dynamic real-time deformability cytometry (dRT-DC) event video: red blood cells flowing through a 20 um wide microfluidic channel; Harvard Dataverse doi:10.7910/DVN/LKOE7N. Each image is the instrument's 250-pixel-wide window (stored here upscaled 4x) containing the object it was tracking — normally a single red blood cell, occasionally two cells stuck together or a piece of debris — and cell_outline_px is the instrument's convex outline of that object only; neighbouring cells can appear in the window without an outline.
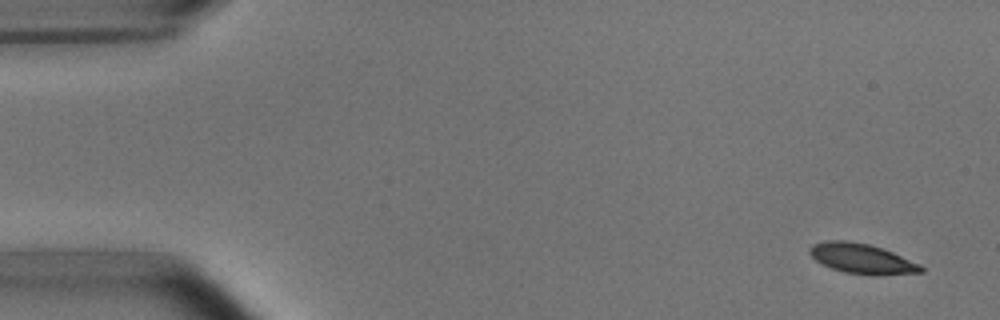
{"species": "common noctule bat (a hibernating species)", "species_latin": "Nyctalus noctula", "temperature_condition": "room temperature", "stored_images_in_passage": 8, "camera_frame_rate_fps": 3000, "um_per_image_px": 0.085, "animal": {"sex": "male", "body_mass_g": 15.6}, "frame": {"image": 1, "passage_image": 1, "time_ms": 0.0, "image_size_px": [1000, 320], "cell_outline_px": [[924, 272], [880, 276], [868, 276], [844, 272], [832, 268], [816, 260], [808, 252], [808, 248], [812, 244], [824, 240], [848, 240], [868, 244], [884, 248], [920, 264], [924, 268]], "centroid_in_image_um": [73.28, 21.99], "position_along_channel_um": 11.7, "area_um2": 19.88}}
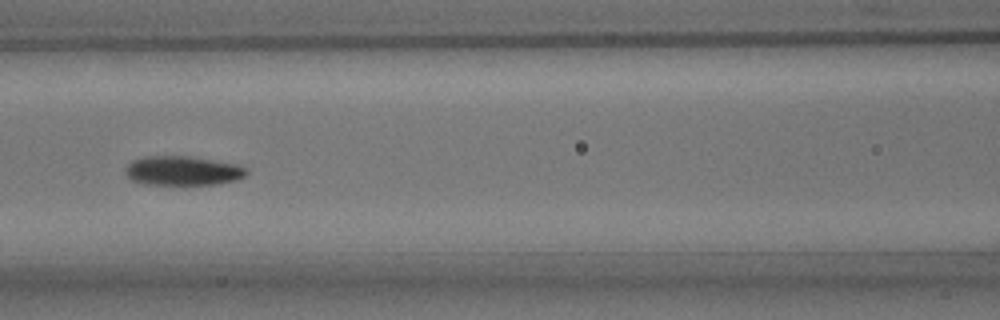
{"frame": {"image": 2, "passage_image": 7, "time_ms": 7.0, "image_size_px": [1000, 320], "cell_outline_px": [[248, 172], [244, 176], [236, 180], [220, 184], [184, 188], [144, 184], [132, 180], [124, 172], [124, 168], [132, 160], [144, 156], [188, 156], [236, 164], [248, 168]], "centroid_in_image_um": [15.52, 14.57], "position_along_channel_um": 151.1, "area_um2": 21.79}}
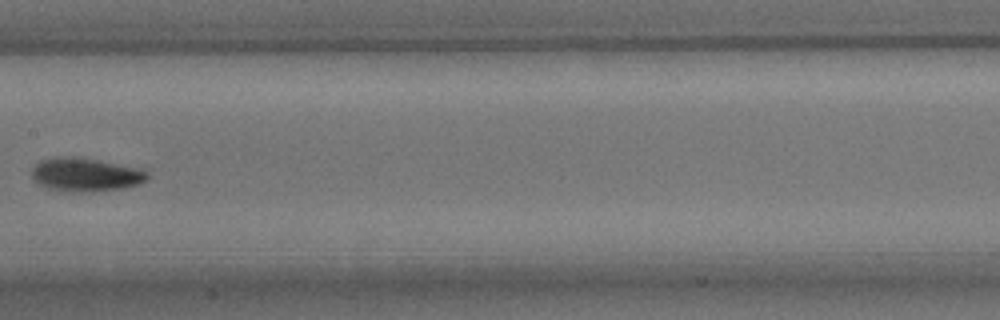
{"frame": {"image": 3, "passage_image": 8, "time_ms": 8.333, "image_size_px": [1000, 320], "cell_outline_px": [[148, 180], [140, 184], [124, 188], [84, 192], [72, 192], [48, 188], [32, 180], [32, 168], [40, 160], [52, 156], [80, 156], [144, 168], [148, 172]], "centroid_in_image_um": [7.31, 14.81], "position_along_channel_um": 200.1, "area_um2": 23.24}}